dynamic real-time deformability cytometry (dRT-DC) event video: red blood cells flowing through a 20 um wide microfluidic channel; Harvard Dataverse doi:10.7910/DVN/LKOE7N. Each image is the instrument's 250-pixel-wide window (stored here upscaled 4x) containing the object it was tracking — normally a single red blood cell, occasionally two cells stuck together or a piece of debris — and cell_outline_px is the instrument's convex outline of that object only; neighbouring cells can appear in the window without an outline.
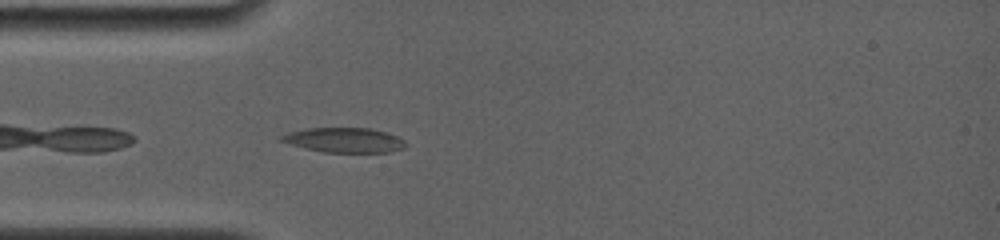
{"species": "common noctule bat (a hibernating species)", "species_latin": "Nyctalus noctula", "temperature_condition": "room temperature", "stored_images_in_passage": 37, "camera_frame_rate_fps": 4000, "um_per_image_px": 0.085, "animal": {"sex": "female", "body_mass_g": 19.0, "forearm_length_mm": 56.7}, "frame": {"image": 1, "passage_image": 4, "time_ms": 0.75, "image_size_px": [1000, 240], "cell_outline_px": [[408, 144], [404, 148], [388, 152], [324, 152], [304, 148], [280, 140], [280, 136], [288, 132], [308, 128], [368, 128], [384, 132], [396, 136], [404, 140]], "centroid_in_image_um": [29.27, 11.91], "position_along_channel_um": 55.7, "area_um2": 17.74}}
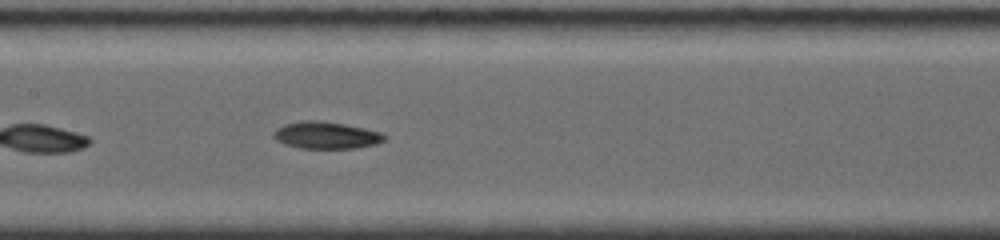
{"frame": {"image": 2, "passage_image": 17, "time_ms": 4.0, "image_size_px": [1000, 240], "cell_outline_px": [[388, 136], [384, 140], [376, 144], [356, 148], [300, 148], [284, 144], [276, 140], [272, 136], [272, 132], [276, 128], [284, 124], [304, 120], [316, 120], [344, 124], [364, 128], [380, 132]], "centroid_in_image_um": [27.69, 11.49], "position_along_channel_um": 179.7, "area_um2": 17.51}}
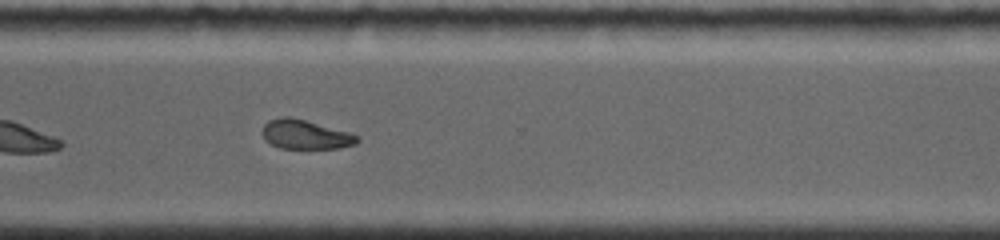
{"frame": {"image": 3, "passage_image": 34, "time_ms": 8.25, "image_size_px": [1000, 240], "cell_outline_px": [[360, 140], [356, 144], [340, 148], [280, 148], [272, 144], [260, 132], [264, 124], [268, 120], [280, 116], [292, 116], [348, 132], [360, 136]], "centroid_in_image_um": [25.96, 11.41], "position_along_channel_um": 344.6, "area_um2": 16.24}}